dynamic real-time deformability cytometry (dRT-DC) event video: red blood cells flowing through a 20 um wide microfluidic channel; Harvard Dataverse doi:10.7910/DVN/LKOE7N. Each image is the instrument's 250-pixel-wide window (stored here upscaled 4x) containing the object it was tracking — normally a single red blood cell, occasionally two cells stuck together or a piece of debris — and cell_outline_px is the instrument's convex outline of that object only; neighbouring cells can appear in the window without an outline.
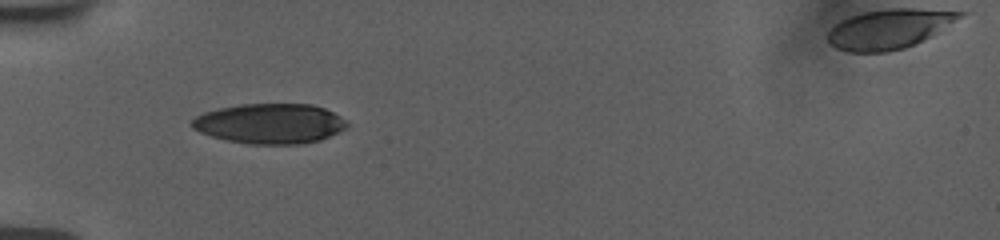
{"species": "human", "species_latin": "Homo sapiens", "temperature_condition": "room temperature", "stored_images_in_passage": 37, "camera_frame_rate_fps": 3000, "um_per_image_px": 0.085, "donor": {"sex": "female"}, "frame": {"image": 1, "passage_image": 1, "time_ms": 0.0, "image_size_px": [1000, 240], "cell_outline_px": [[348, 128], [320, 140], [300, 144], [248, 144], [228, 140], [212, 136], [200, 132], [192, 128], [192, 120], [196, 116], [204, 112], [220, 108], [240, 104], [312, 104], [324, 108], [340, 116], [348, 124]], "centroid_in_image_um": [22.96, 10.5], "position_along_channel_um": 62.0, "area_um2": 36.13}}
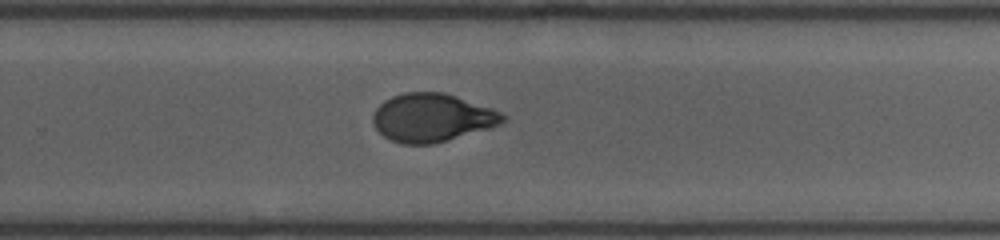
{"frame": {"image": 2, "passage_image": 20, "time_ms": 6.333, "image_size_px": [1000, 240], "cell_outline_px": [[508, 120], [500, 124], [488, 128], [448, 140], [432, 144], [400, 144], [384, 136], [376, 128], [372, 120], [372, 116], [376, 108], [384, 100], [392, 96], [404, 92], [444, 92], [492, 108], [508, 116]], "centroid_in_image_um": [36.73, 10.0], "position_along_channel_um": 293.1, "area_um2": 36.53}}
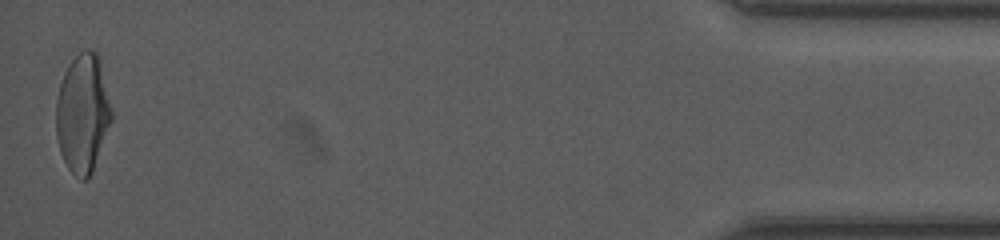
{"frame": {"image": 3, "passage_image": 37, "time_ms": 12.0, "image_size_px": [1000, 240], "cell_outline_px": [[112, 120], [92, 172], [88, 180], [80, 180], [68, 168], [60, 152], [56, 136], [56, 100], [60, 84], [64, 72], [68, 64], [84, 48], [88, 48], [96, 52], [100, 56], [112, 112]], "centroid_in_image_um": [7.03, 9.62], "position_along_channel_um": 428.2, "area_um2": 38.61}, "authors_computed_cell_mechanics": {"area_um2": 37.7434, "velocity_mm_per_s": 3.757, "shape_relaxation_time_tau1_ms": 3.9147, "shape_relaxation_time_tau2_ms": 1.3252, "deformation_change_tau1": 0.1379, "deformation_change_tau2": 0.0562}}